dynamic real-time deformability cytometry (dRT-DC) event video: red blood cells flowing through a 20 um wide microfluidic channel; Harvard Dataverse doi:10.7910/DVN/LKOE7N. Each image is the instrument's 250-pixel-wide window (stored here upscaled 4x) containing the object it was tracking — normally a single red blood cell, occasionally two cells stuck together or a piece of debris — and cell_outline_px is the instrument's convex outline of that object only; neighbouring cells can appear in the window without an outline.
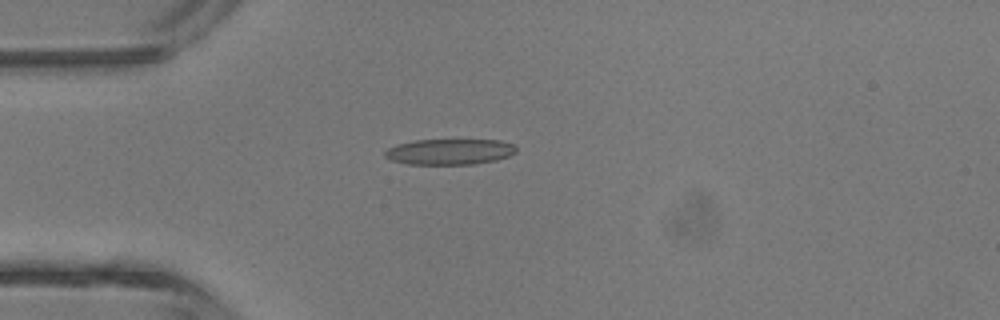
{"species": "common noctule bat (a hibernating species)", "species_latin": "Nyctalus noctula", "temperature_condition": "room temperature", "stored_images_in_passage": 4, "camera_frame_rate_fps": 3000, "um_per_image_px": 0.085, "animal": {"sex": "male", "body_mass_g": 13.3}, "frame": {"image": 1, "passage_image": 4, "time_ms": 3.333, "image_size_px": [1000, 320], "cell_outline_px": [[516, 152], [508, 156], [496, 160], [472, 164], [408, 164], [392, 160], [384, 156], [384, 152], [388, 148], [396, 144], [416, 140], [500, 140], [516, 144]], "centroid_in_image_um": [38.23, 12.89], "position_along_channel_um": 46.8, "area_um2": 19.71}}